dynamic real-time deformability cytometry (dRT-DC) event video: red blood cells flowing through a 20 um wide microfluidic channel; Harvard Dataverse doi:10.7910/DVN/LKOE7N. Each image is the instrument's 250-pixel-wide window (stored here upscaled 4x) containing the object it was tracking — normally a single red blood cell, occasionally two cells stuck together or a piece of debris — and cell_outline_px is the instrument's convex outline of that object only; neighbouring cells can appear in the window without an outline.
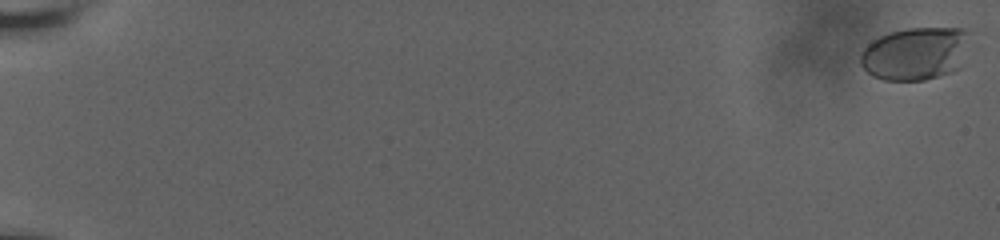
{"species": "human", "species_latin": "Homo sapiens", "temperature_condition": "room temperature", "stored_images_in_passage": 62, "camera_frame_rate_fps": 3000, "um_per_image_px": 0.085, "donor": {"sex": "male"}, "frame": {"image": 1, "passage_image": 1, "time_ms": 0.0, "image_size_px": [1000, 240], "cell_outline_px": [[968, 32], [960, 68], [952, 72], [924, 80], [884, 80], [872, 76], [860, 64], [860, 52], [872, 40], [888, 32], [908, 28], [964, 28]], "centroid_in_image_um": [77.75, 4.55], "position_along_channel_um": 7.2, "area_um2": 33.58}}
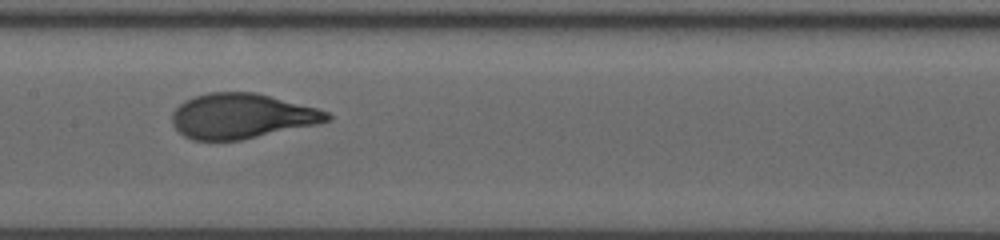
{"frame": {"image": 2, "passage_image": 35, "time_ms": 11.333, "image_size_px": [1000, 240], "cell_outline_px": [[332, 120], [316, 124], [240, 140], [192, 140], [184, 136], [172, 124], [172, 112], [180, 104], [196, 96], [208, 92], [256, 92], [316, 108], [328, 112], [332, 116]], "centroid_in_image_um": [20.54, 9.86], "position_along_channel_um": 186.9, "area_um2": 40.34}}
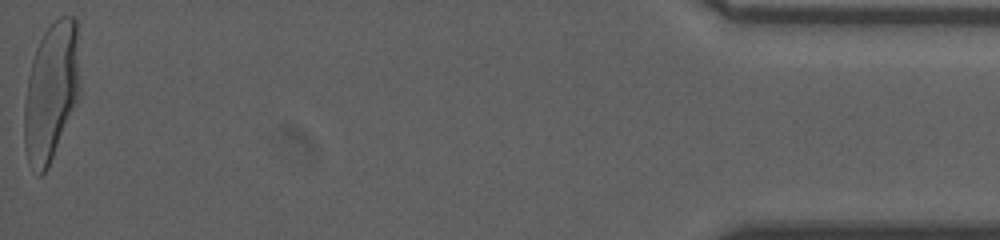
{"frame": {"image": 3, "passage_image": 62, "time_ms": 20.333, "image_size_px": [1000, 240], "cell_outline_px": [[80, 96], [48, 168], [40, 176], [28, 160], [24, 144], [24, 104], [28, 76], [32, 60], [36, 48], [44, 32], [60, 16], [72, 16], [76, 20], [80, 88]], "centroid_in_image_um": [4.35, 7.8], "position_along_channel_um": 430.8, "area_um2": 44.74}, "authors_computed_cell_mechanics": {"area_um2": 40.3155, "velocity_mm_per_s": 3.654, "shape_relaxation_time_tau1_ms": 5.2084, "shape_relaxation_time_tau2_ms": null, "deformation_change_tau1": 0.207, "deformation_change_tau2": null}}